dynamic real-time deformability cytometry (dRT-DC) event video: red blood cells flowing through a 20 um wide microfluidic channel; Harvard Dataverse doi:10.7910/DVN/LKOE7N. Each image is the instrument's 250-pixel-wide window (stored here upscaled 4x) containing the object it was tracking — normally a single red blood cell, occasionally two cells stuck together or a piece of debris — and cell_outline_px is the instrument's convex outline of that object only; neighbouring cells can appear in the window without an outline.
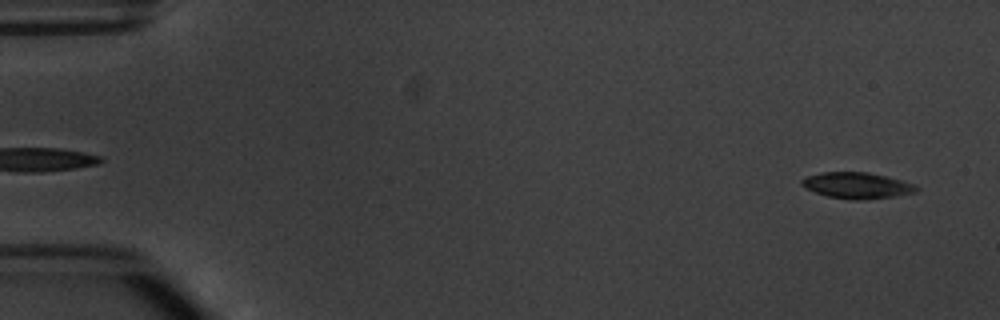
{"species": "common noctule bat (a hibernating species)", "species_latin": "Nyctalus noctula", "temperature_condition": "warm", "stored_images_in_passage": 6, "segment_of_instrument_passage": [2, 2], "camera_frame_rate_fps": 3000, "um_per_image_px": 0.085, "animal": {"sex": "male", "body_mass_g": 20.1, "forearm_length_mm": 53.5}, "frame": {"image": 1, "passage_image": 6, "time_ms": 6.333, "image_size_px": [1000, 320], "cell_outline_px": [[920, 188], [916, 192], [868, 200], [852, 200], [828, 196], [816, 192], [800, 184], [800, 180], [808, 176], [824, 172], [868, 172], [900, 180], [912, 184]], "centroid_in_image_um": [72.84, 15.77], "position_along_channel_um": 12.2, "area_um2": 17.17}}